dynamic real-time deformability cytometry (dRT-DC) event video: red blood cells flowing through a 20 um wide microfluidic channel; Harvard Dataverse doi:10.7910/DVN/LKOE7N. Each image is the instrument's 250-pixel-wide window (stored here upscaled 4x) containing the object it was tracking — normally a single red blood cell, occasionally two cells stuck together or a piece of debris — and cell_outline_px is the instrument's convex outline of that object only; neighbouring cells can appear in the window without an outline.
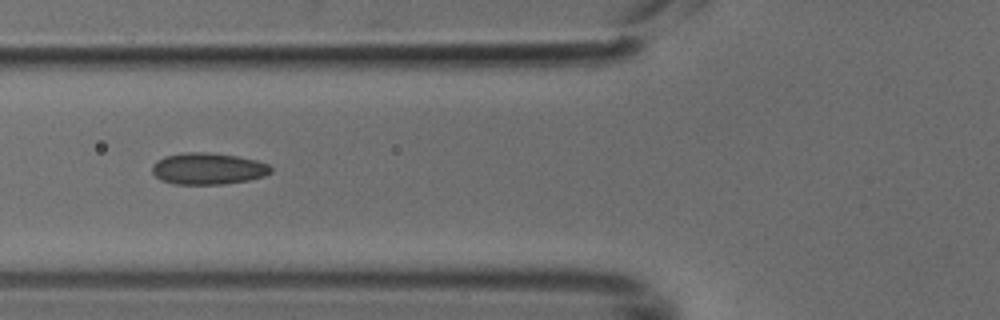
{"species": "common noctule bat (a hibernating species)", "species_latin": "Nyctalus noctula", "temperature_condition": "cold", "stored_images_in_passage": 39, "camera_frame_rate_fps": 3000, "um_per_image_px": 0.085, "animal": {"sex": "male", "body_mass_g": 18.8}, "frame": {"image": 1, "passage_image": 9, "time_ms": 2.667, "image_size_px": [1000, 320], "cell_outline_px": [[272, 172], [264, 176], [248, 180], [224, 184], [172, 184], [160, 180], [152, 172], [152, 164], [156, 160], [164, 156], [188, 152], [204, 152], [236, 156], [256, 160], [268, 164], [272, 168]], "centroid_in_image_um": [17.66, 14.34], "position_along_channel_um": 108.1, "area_um2": 21.91}}
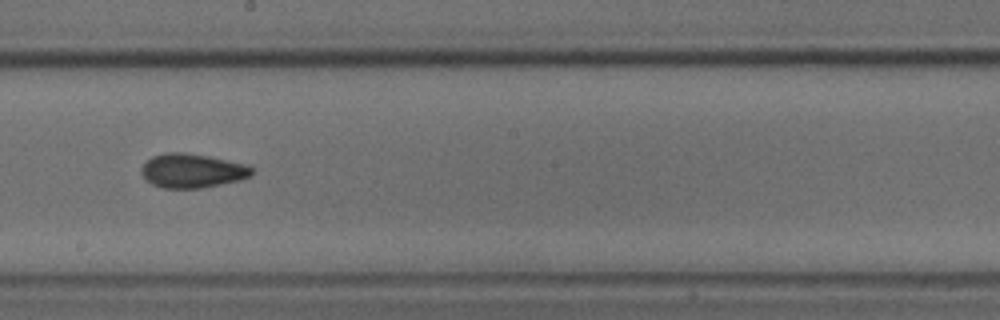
{"frame": {"image": 2, "passage_image": 18, "time_ms": 5.667, "image_size_px": [1000, 320], "cell_outline_px": [[256, 172], [252, 176], [240, 180], [200, 188], [164, 188], [152, 184], [140, 172], [140, 168], [152, 156], [168, 152], [184, 152], [208, 156], [252, 164], [256, 168]], "centroid_in_image_um": [16.44, 14.5], "position_along_channel_um": 231.8, "area_um2": 22.31}}
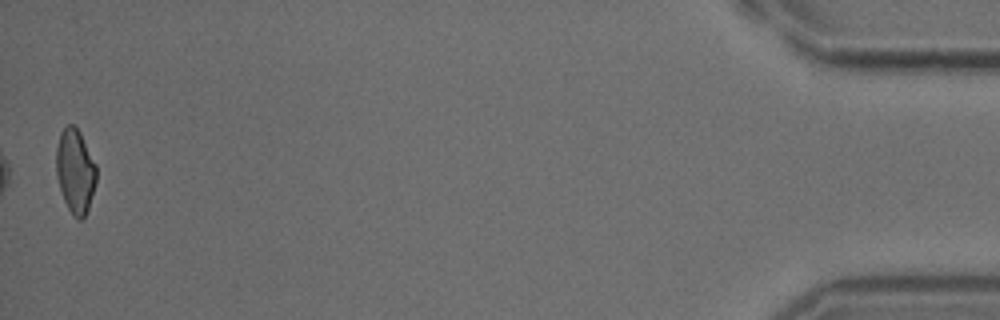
{"frame": {"image": 3, "passage_image": 39, "time_ms": 12.667, "image_size_px": [1000, 320], "cell_outline_px": [[96, 180], [88, 208], [84, 216], [80, 220], [72, 216], [64, 200], [56, 176], [56, 148], [60, 132], [68, 124], [72, 124], [80, 132], [96, 164]], "centroid_in_image_um": [6.38, 14.53], "position_along_channel_um": 428.8, "area_um2": 19.59}}